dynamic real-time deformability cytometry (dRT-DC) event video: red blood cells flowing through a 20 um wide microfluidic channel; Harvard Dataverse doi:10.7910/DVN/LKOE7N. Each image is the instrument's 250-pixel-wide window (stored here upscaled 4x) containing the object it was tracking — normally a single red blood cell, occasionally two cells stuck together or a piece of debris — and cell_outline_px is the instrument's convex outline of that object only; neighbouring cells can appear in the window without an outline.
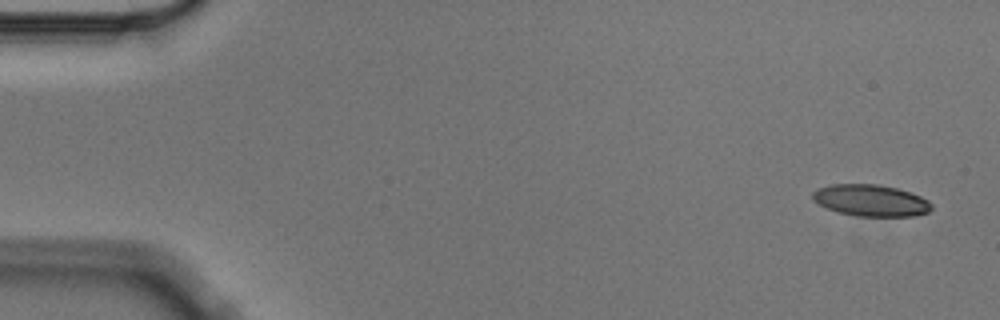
{"species": "Egyptian fruit bat (a non-hibernating species)", "species_latin": "Rousettus aegyptiacus", "temperature_condition": "cold", "stored_images_in_passage": 6, "camera_frame_rate_fps": 3000, "um_per_image_px": 0.085, "animal": {"sex": "male"}, "frame": {"image": 1, "passage_image": 1, "time_ms": 0.0, "image_size_px": [1000, 320], "cell_outline_px": [[932, 208], [928, 212], [912, 216], [856, 216], [836, 212], [812, 200], [812, 192], [820, 188], [832, 184], [876, 184], [896, 188], [920, 196], [928, 200], [932, 204]], "centroid_in_image_um": [74.01, 17.04], "position_along_channel_um": 11.0, "area_um2": 21.79}}
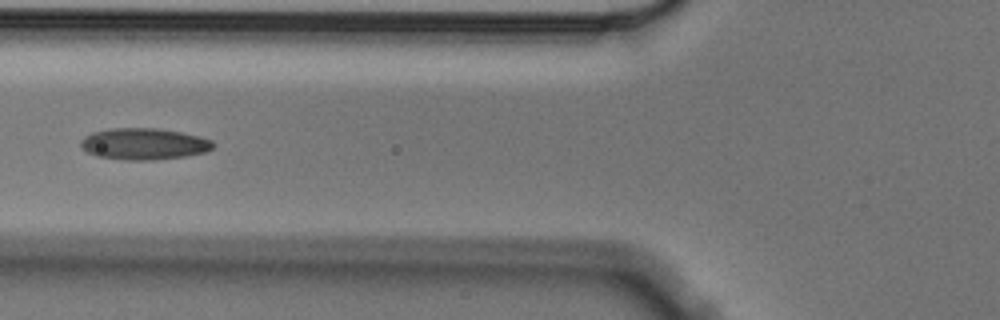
{"frame": {"image": 2, "passage_image": 6, "time_ms": 1.667, "image_size_px": [1000, 320], "cell_outline_px": [[216, 144], [212, 148], [204, 152], [184, 156], [152, 160], [128, 160], [96, 156], [80, 148], [80, 140], [84, 136], [92, 132], [112, 128], [156, 128], [180, 132], [200, 136], [212, 140]], "centroid_in_image_um": [12.21, 12.23], "position_along_channel_um": 113.6, "area_um2": 24.33}}